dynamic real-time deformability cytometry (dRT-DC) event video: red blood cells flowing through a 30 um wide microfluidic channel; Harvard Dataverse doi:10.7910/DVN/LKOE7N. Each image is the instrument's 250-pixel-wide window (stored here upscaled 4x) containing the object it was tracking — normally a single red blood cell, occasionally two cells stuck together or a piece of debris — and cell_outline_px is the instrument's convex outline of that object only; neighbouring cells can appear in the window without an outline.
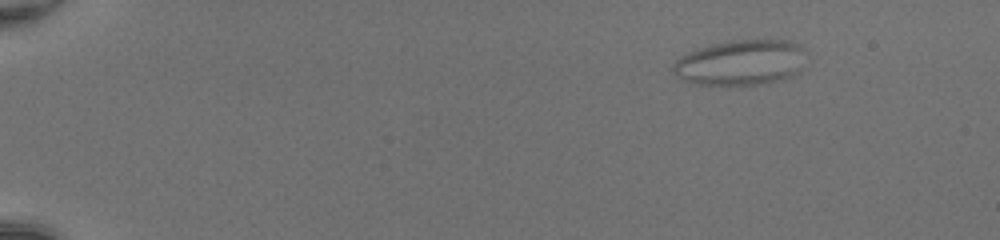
{"species": "common noctule bat (a hibernating species)", "species_latin": "Nyctalus noctula", "temperature_condition": "room temperature", "stored_images_in_passage": 53, "camera_frame_rate_fps": 3000, "um_per_image_px": 0.085, "animal": {"sex": "female", "body_mass_g": 20.0, "forearm_length_mm": 54.0}, "frame": {"image": 1, "passage_image": 8, "time_ms": 2.333, "image_size_px": [1000, 240], "cell_outline_px": [[804, 48], [800, 72], [784, 80], [760, 84], [692, 84], [680, 80], [672, 72], [672, 64], [680, 56], [688, 52], [712, 44], [732, 40], [788, 40], [800, 44]], "centroid_in_image_um": [62.93, 5.32], "position_along_channel_um": 22.1, "area_um2": 35.37}}
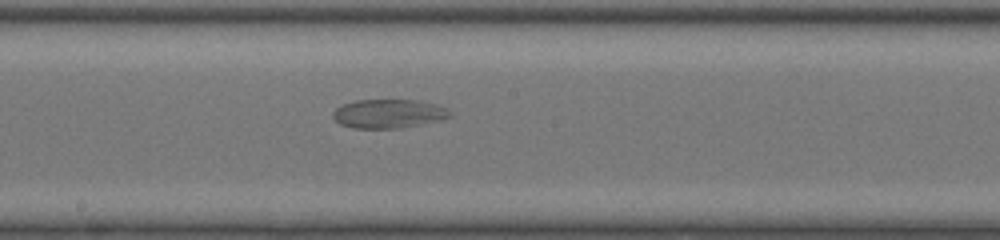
{"frame": {"image": 2, "passage_image": 32, "time_ms": 10.333, "image_size_px": [1000, 240], "cell_outline_px": [[452, 116], [440, 120], [400, 128], [352, 128], [340, 124], [332, 116], [332, 112], [336, 108], [344, 104], [356, 100], [416, 100], [436, 104], [448, 108], [452, 112]], "centroid_in_image_um": [33.04, 9.66], "position_along_channel_um": 215.2, "area_um2": 19.71}}
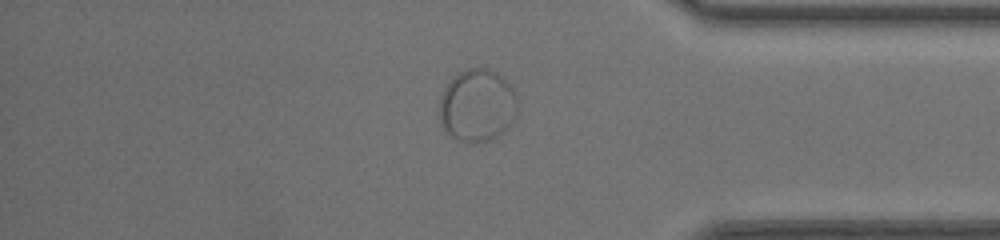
{"frame": {"image": 3, "passage_image": 46, "time_ms": 15.0, "image_size_px": [1000, 240], "cell_outline_px": [[520, 100], [516, 116], [512, 124], [504, 132], [488, 140], [456, 140], [444, 128], [440, 120], [440, 96], [444, 88], [452, 76], [468, 68], [488, 68], [504, 76]], "centroid_in_image_um": [40.62, 8.91], "position_along_channel_um": 394.6, "area_um2": 33.23}}